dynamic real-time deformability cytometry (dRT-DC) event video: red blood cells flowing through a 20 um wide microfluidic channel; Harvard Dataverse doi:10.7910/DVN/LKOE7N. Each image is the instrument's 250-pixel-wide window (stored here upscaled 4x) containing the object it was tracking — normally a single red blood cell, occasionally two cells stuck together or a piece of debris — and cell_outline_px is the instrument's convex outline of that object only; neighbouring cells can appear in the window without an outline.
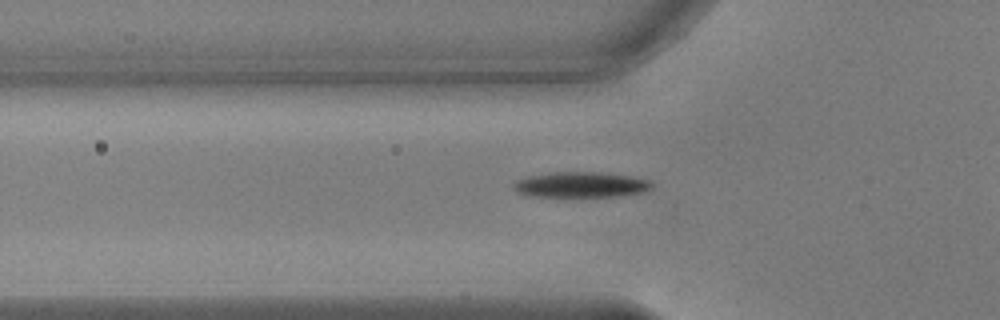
{"species": "common noctule bat (a hibernating species)", "species_latin": "Nyctalus noctula", "temperature_condition": "warm", "stored_images_in_passage": 36, "camera_frame_rate_fps": 3000, "um_per_image_px": 0.085, "animal": {"sex": "male", "body_mass_g": 17.9, "forearm_length_mm": 54.2}, "frame": {"image": 1, "passage_image": 7, "time_ms": 2.0, "image_size_px": [1000, 320], "cell_outline_px": [[652, 188], [640, 192], [612, 196], [524, 196], [516, 192], [512, 188], [512, 184], [516, 180], [528, 176], [548, 172], [600, 172], [628, 176], [648, 180], [652, 184]], "centroid_in_image_um": [49.25, 15.69], "position_along_channel_um": 76.6, "area_um2": 20.4}}
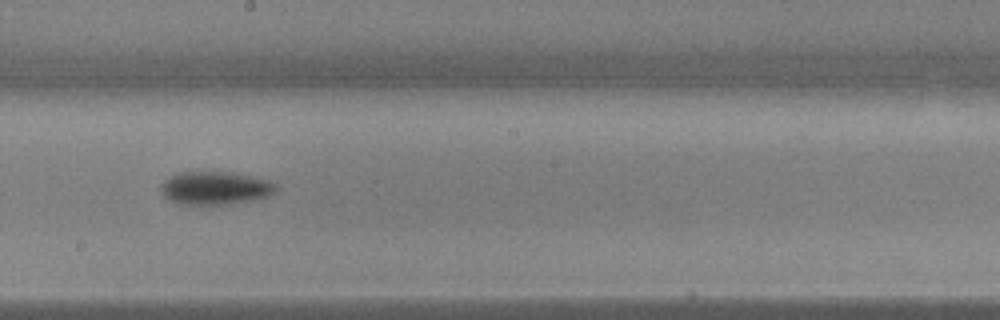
{"frame": {"image": 2, "passage_image": 19, "time_ms": 6.0, "image_size_px": [1000, 320], "cell_outline_px": [[280, 188], [276, 192], [268, 196], [252, 200], [224, 204], [176, 204], [168, 200], [160, 192], [160, 184], [164, 180], [180, 172], [232, 172], [252, 176], [268, 180], [276, 184]], "centroid_in_image_um": [18.29, 15.98], "position_along_channel_um": 229.9, "area_um2": 22.37}}
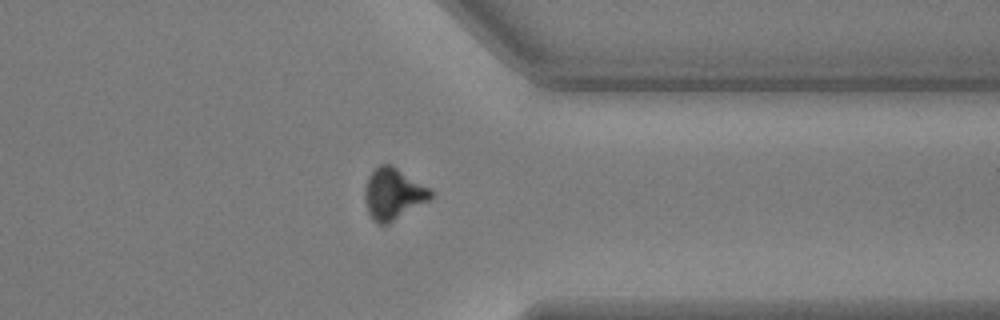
{"frame": {"image": 3, "passage_image": 31, "time_ms": 10.0, "image_size_px": [1000, 320], "cell_outline_px": [[436, 196], [388, 224], [380, 224], [372, 220], [368, 212], [364, 200], [364, 188], [368, 176], [372, 168], [380, 164], [392, 164], [432, 188], [436, 192]], "centroid_in_image_um": [33.45, 16.44], "position_along_channel_um": 377.9, "area_um2": 20.4}, "authors_computed_cell_mechanics": {"area_um2": 21.0103, "velocity_mm_per_s": 3.8132, "shape_relaxation_time_tau1_ms": 2.2985, "shape_relaxation_time_tau2_ms": null, "deformation_change_tau1": 0.1575, "deformation_change_tau2": null}}